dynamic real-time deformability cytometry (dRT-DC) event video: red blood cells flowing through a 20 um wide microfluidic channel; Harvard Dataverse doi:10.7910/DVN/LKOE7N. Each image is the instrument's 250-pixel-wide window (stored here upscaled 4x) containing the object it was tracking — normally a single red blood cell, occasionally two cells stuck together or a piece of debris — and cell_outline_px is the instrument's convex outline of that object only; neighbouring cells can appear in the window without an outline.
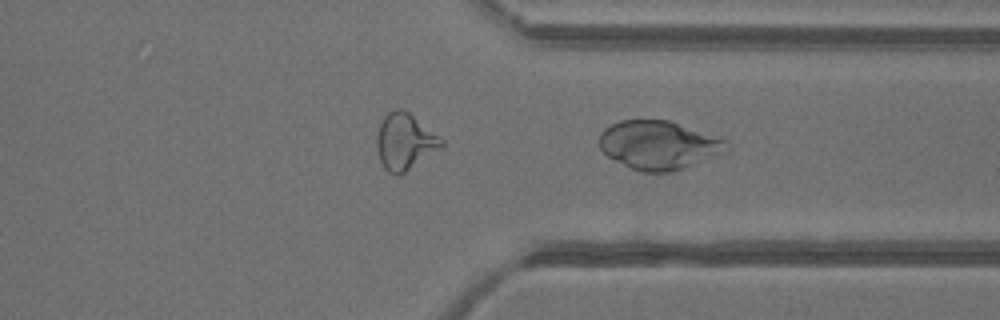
{"species": "common noctule bat (a hibernating species)", "species_latin": "Nyctalus noctula", "temperature_condition": "warm", "stored_images_in_passage": 36, "camera_frame_rate_fps": 3000, "um_per_image_px": 0.085, "animal": {"sex": "female"}, "frame": {"image": 1, "passage_image": 36, "time_ms": 11.667, "image_size_px": [1000, 320], "cell_outline_px": [[732, 148], [728, 152], [684, 168], [672, 172], [640, 172], [608, 156], [600, 148], [600, 132], [604, 128], [620, 120], [668, 120], [728, 140]], "centroid_in_image_um": [56.05, 12.33], "position_along_channel_um": 355.3, "area_um2": 36.18}}